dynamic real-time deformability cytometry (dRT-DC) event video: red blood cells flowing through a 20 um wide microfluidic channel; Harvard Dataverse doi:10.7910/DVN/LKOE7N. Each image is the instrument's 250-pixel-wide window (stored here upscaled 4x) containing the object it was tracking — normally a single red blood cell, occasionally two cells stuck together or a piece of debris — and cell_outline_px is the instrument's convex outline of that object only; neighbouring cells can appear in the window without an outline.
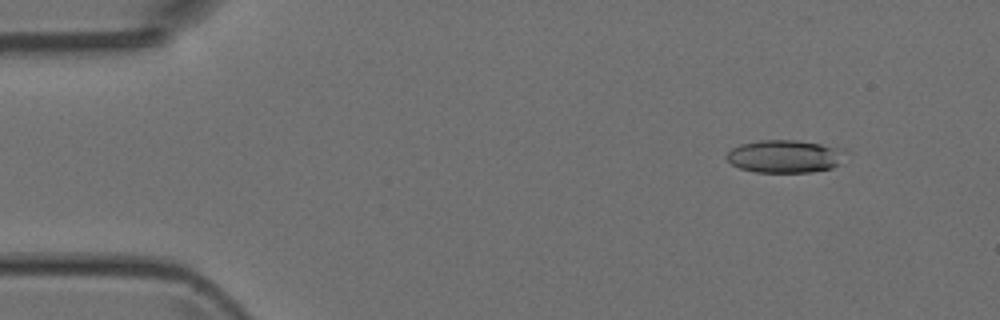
{"species": "Egyptian fruit bat (a non-hibernating species)", "species_latin": "Rousettus aegyptiacus", "temperature_condition": "room temperature", "stored_images_in_passage": 3, "camera_frame_rate_fps": 3000, "um_per_image_px": 0.085, "animal": {"sex": "female"}, "frame": {"image": 1, "passage_image": 1, "time_ms": 0.0, "image_size_px": [1000, 320], "cell_outline_px": [[848, 152], [840, 164], [832, 168], [812, 172], [756, 172], [740, 168], [732, 164], [724, 156], [732, 148], [740, 144], [760, 140], [796, 140], [844, 148]], "centroid_in_image_um": [66.75, 13.29], "position_along_channel_um": 18.2, "area_um2": 22.95}}
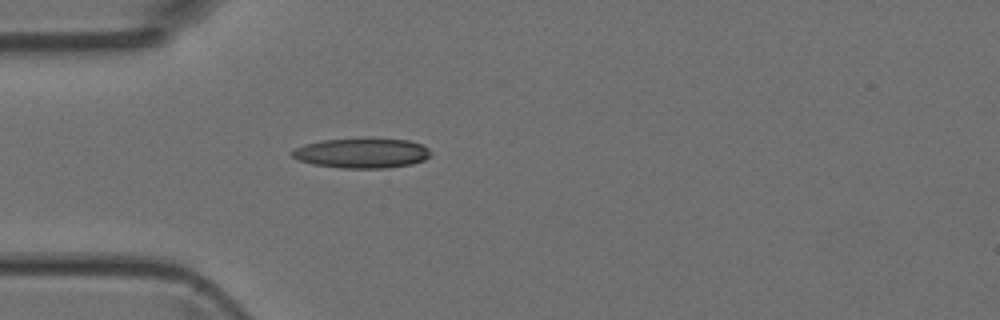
{"frame": {"image": 2, "passage_image": 3, "time_ms": 3.0, "image_size_px": [1000, 320], "cell_outline_px": [[432, 156], [424, 160], [412, 164], [384, 168], [340, 168], [312, 164], [300, 160], [292, 156], [292, 152], [296, 148], [304, 144], [324, 140], [372, 136], [408, 140], [424, 144], [432, 152]], "centroid_in_image_um": [30.84, 12.98], "position_along_channel_um": 54.2, "area_um2": 24.91}}